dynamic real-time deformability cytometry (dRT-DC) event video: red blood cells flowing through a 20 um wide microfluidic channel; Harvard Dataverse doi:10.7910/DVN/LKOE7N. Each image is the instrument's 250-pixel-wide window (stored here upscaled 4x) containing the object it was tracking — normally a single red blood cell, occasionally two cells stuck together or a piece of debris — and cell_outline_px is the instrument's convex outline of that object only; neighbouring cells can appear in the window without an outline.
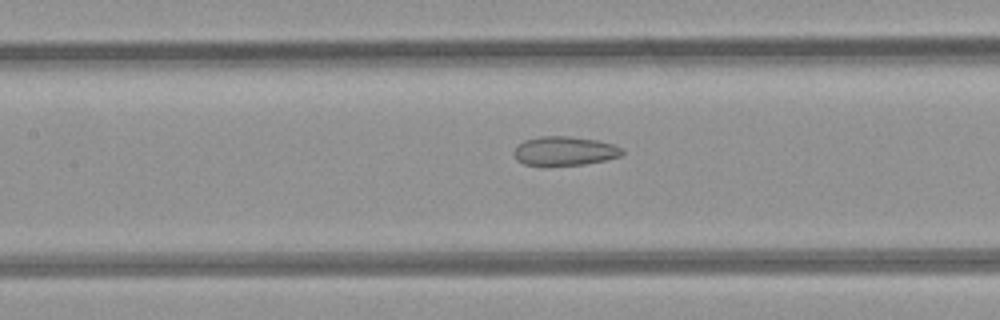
{"species": "common noctule bat (a hibernating species)", "species_latin": "Nyctalus noctula", "temperature_condition": "room temperature", "stored_images_in_passage": 17, "camera_frame_rate_fps": 3000, "um_per_image_px": 0.085, "animal": {"sex": "female", "body_mass_g": 21.9}, "frame": {"image": 1, "passage_image": 12, "time_ms": 3.667, "image_size_px": [1000, 320], "cell_outline_px": [[624, 152], [620, 156], [604, 160], [584, 164], [524, 164], [516, 160], [512, 152], [524, 140], [540, 136], [568, 136], [596, 140], [612, 144], [624, 148]], "centroid_in_image_um": [47.99, 12.81], "position_along_channel_um": 159.4, "area_um2": 17.98}}
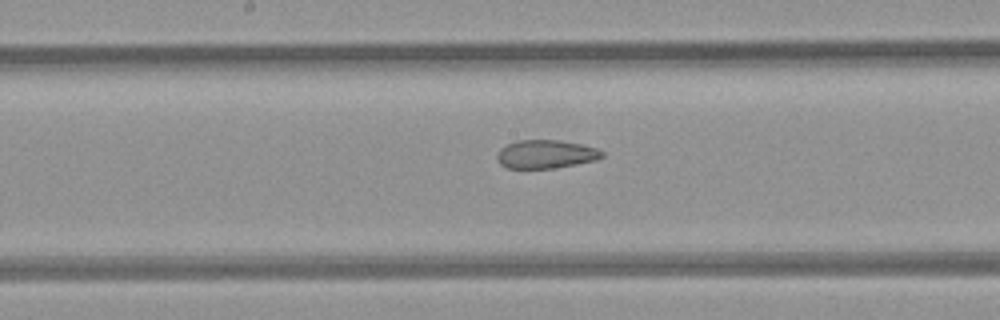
{"frame": {"image": 2, "passage_image": 15, "time_ms": 4.667, "image_size_px": [1000, 320], "cell_outline_px": [[604, 156], [596, 160], [556, 168], [508, 168], [500, 164], [496, 160], [496, 156], [500, 148], [516, 140], [560, 140], [580, 144], [596, 148], [604, 152]], "centroid_in_image_um": [46.38, 13.1], "position_along_channel_um": 201.8, "area_um2": 17.46}}